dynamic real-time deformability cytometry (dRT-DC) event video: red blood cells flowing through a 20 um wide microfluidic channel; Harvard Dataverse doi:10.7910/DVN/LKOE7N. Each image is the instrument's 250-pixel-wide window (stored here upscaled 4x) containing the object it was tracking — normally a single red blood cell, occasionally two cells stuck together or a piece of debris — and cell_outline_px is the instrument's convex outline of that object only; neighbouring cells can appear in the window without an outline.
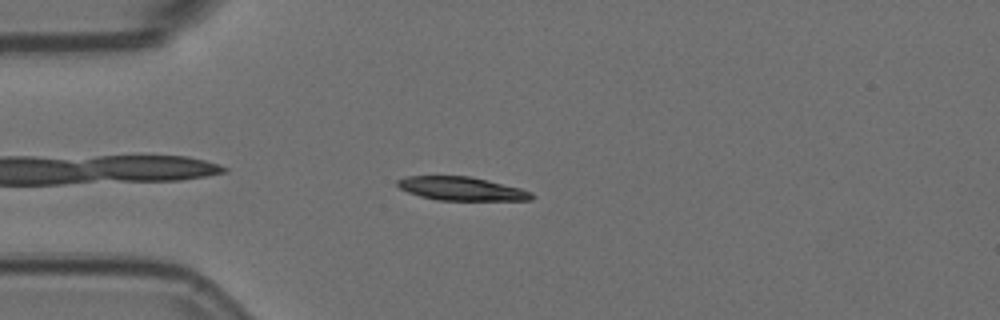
{"species": "Egyptian fruit bat (a non-hibernating species)", "species_latin": "Rousettus aegyptiacus", "temperature_condition": "room temperature", "stored_images_in_passage": 46, "camera_frame_rate_fps": 3000, "um_per_image_px": 0.085, "animal": {"sex": "female"}, "frame": {"image": 1, "passage_image": 4, "time_ms": 1.0, "image_size_px": [1000, 320], "cell_outline_px": [[536, 196], [532, 200], [436, 200], [420, 196], [408, 192], [400, 188], [396, 184], [396, 180], [404, 176], [472, 176], [520, 188], [532, 192]], "centroid_in_image_um": [39.23, 16.03], "position_along_channel_um": 45.8, "area_um2": 18.55}}
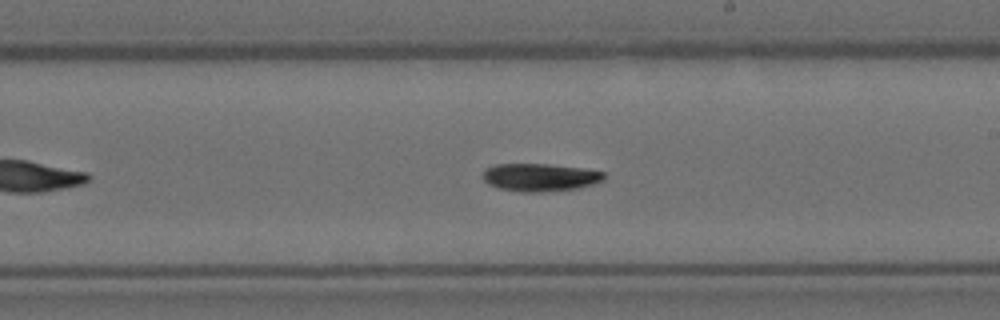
{"frame": {"image": 2, "passage_image": 22, "time_ms": 7.0, "image_size_px": [1000, 320], "cell_outline_px": [[604, 180], [580, 188], [540, 192], [520, 192], [496, 188], [488, 184], [484, 180], [484, 168], [496, 164], [548, 164], [584, 168], [604, 172]], "centroid_in_image_um": [45.88, 15.07], "position_along_channel_um": 243.1, "area_um2": 19.77}}
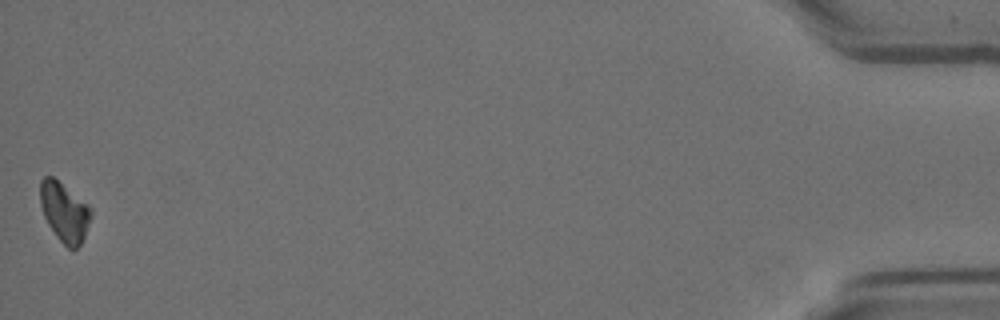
{"frame": {"image": 3, "passage_image": 46, "time_ms": 15.0, "image_size_px": [1000, 320], "cell_outline_px": [[92, 216], [84, 236], [80, 244], [76, 248], [68, 248], [56, 236], [48, 224], [44, 216], [40, 204], [40, 180], [44, 176], [52, 176], [88, 204], [92, 208]], "centroid_in_image_um": [5.47, 18.0], "position_along_channel_um": 429.7, "area_um2": 17.46}, "authors_computed_cell_mechanics": {"area_um2": 19.3052, "velocity_mm_per_s": 3.569, "shape_relaxation_time_tau1_ms": 6.2575, "shape_relaxation_time_tau2_ms": null, "deformation_change_tau1": 0.1603, "deformation_change_tau2": null}}